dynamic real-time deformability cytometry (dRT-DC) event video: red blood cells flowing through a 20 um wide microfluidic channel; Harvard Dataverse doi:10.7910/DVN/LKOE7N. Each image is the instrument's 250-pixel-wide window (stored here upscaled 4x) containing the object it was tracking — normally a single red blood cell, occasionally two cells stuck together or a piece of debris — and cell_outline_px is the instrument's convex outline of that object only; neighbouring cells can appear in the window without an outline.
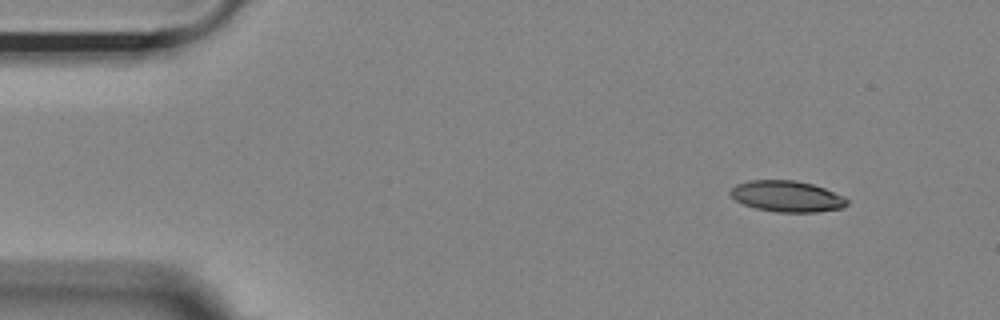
{"species": "Egyptian fruit bat (a non-hibernating species)", "species_latin": "Rousettus aegyptiacus", "temperature_condition": "room temperature", "stored_images_in_passage": 50, "camera_frame_rate_fps": 3000, "um_per_image_px": 0.085, "animal": {"sex": "female"}, "frame": {"image": 1, "passage_image": 1, "time_ms": 0.0, "image_size_px": [1000, 320], "cell_outline_px": [[848, 204], [844, 208], [816, 212], [776, 212], [756, 208], [744, 204], [736, 200], [728, 192], [736, 184], [748, 180], [796, 180], [812, 184], [824, 188], [844, 196], [848, 200]], "centroid_in_image_um": [66.9, 16.68], "position_along_channel_um": 18.1, "area_um2": 21.21}}
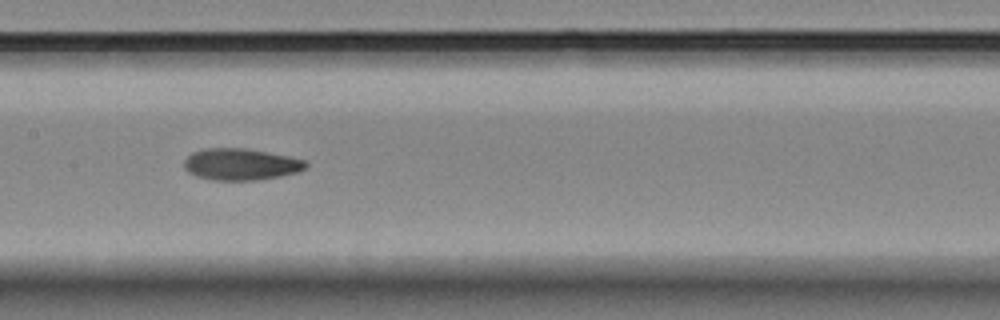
{"frame": {"image": 2, "passage_image": 22, "time_ms": 7.0, "image_size_px": [1000, 320], "cell_outline_px": [[308, 168], [296, 172], [280, 176], [256, 180], [212, 180], [196, 176], [188, 172], [184, 168], [184, 160], [192, 152], [204, 148], [244, 148], [288, 156], [304, 160], [308, 164]], "centroid_in_image_um": [20.44, 13.97], "position_along_channel_um": 187.0, "area_um2": 22.43}}
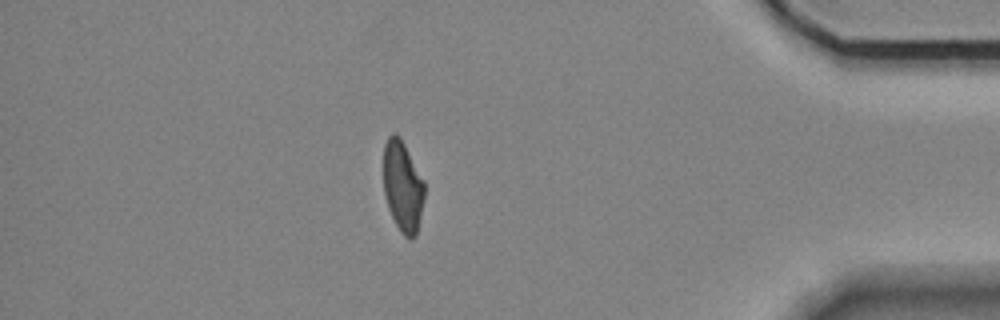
{"frame": {"image": 3, "passage_image": 43, "time_ms": 14.0, "image_size_px": [1000, 320], "cell_outline_px": [[424, 196], [416, 236], [412, 240], [408, 240], [400, 232], [388, 208], [384, 192], [384, 144], [388, 136], [392, 132], [396, 132], [400, 136], [424, 180]], "centroid_in_image_um": [34.22, 15.83], "position_along_channel_um": 401.0, "area_um2": 21.79}, "authors_computed_cell_mechanics": {"area_um2": 22.3686, "velocity_mm_per_s": 3.6268, "shape_relaxation_time_tau1_ms": 6.8048, "shape_relaxation_time_tau2_ms": 3.8373, "deformation_change_tau1": 0.1784, "deformation_change_tau2": 0.1068}}